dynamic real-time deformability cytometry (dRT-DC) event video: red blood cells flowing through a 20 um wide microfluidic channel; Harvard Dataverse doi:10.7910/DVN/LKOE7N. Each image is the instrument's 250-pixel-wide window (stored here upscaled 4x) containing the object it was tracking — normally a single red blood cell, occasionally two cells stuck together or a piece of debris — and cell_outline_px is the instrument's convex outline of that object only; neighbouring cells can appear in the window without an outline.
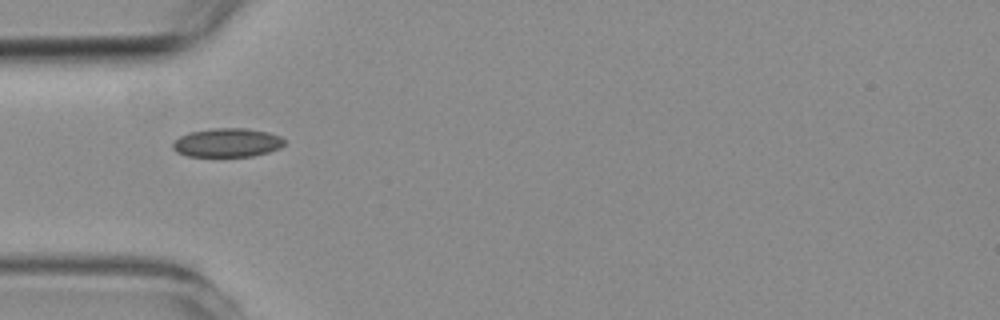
{"species": "common noctule bat (a hibernating species)", "species_latin": "Nyctalus noctula", "temperature_condition": "room temperature", "stored_images_in_passage": 4, "camera_frame_rate_fps": 3000, "um_per_image_px": 0.085, "animal": {"sex": "female", "body_mass_g": 19.3, "forearm_length_mm": 54.1}, "frame": {"image": 1, "passage_image": 4, "time_ms": 4.0, "image_size_px": [1000, 320], "cell_outline_px": [[284, 144], [280, 148], [268, 152], [252, 156], [188, 156], [176, 152], [172, 148], [172, 144], [180, 136], [192, 132], [216, 128], [244, 128], [268, 132], [280, 136], [284, 140]], "centroid_in_image_um": [19.32, 12.13], "position_along_channel_um": 65.7, "area_um2": 18.55}}